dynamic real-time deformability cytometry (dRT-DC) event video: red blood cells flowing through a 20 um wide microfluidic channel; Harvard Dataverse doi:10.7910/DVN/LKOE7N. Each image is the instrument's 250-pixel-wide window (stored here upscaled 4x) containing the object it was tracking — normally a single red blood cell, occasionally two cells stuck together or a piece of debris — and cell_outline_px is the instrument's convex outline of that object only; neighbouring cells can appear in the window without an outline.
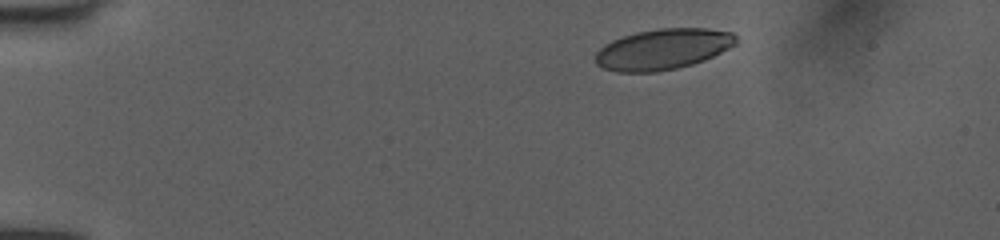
{"species": "human", "species_latin": "Homo sapiens", "temperature_condition": "room temperature", "stored_images_in_passage": 44, "camera_frame_rate_fps": 3000, "um_per_image_px": 0.085, "donor": {"sex": "female"}, "frame": {"image": 1, "passage_image": 1, "time_ms": 0.0, "image_size_px": [1000, 240], "cell_outline_px": [[736, 44], [704, 60], [692, 64], [676, 68], [656, 72], [616, 72], [600, 68], [596, 64], [596, 52], [604, 44], [612, 40], [636, 32], [660, 28], [708, 28], [732, 32], [736, 36]], "centroid_in_image_um": [56.32, 4.18], "position_along_channel_um": 28.7, "area_um2": 33.41}}
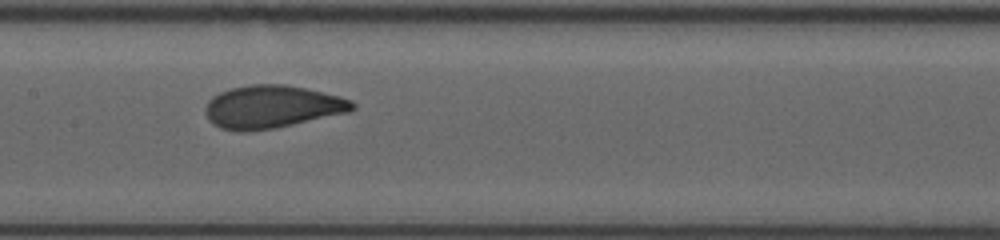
{"frame": {"image": 2, "passage_image": 19, "time_ms": 6.0, "image_size_px": [1000, 240], "cell_outline_px": [[356, 108], [348, 112], [276, 128], [244, 132], [240, 132], [220, 128], [212, 124], [208, 120], [204, 108], [208, 100], [212, 96], [220, 92], [232, 88], [252, 84], [284, 84], [304, 88], [340, 96], [352, 100], [356, 104]], "centroid_in_image_um": [23.09, 9.08], "position_along_channel_um": 184.3, "area_um2": 36.82}}
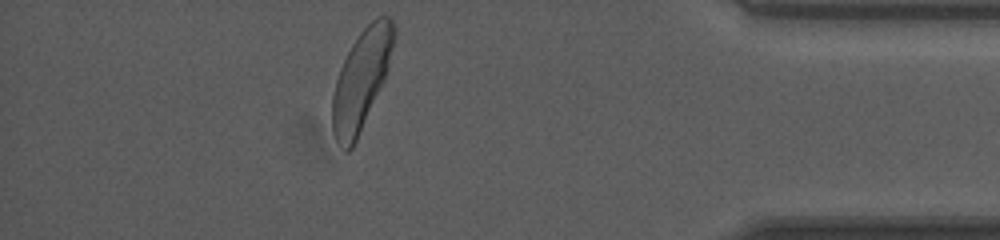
{"frame": {"image": 3, "passage_image": 38, "time_ms": 12.333, "image_size_px": [1000, 240], "cell_outline_px": [[396, 32], [388, 68], [384, 80], [356, 140], [352, 148], [348, 152], [344, 152], [336, 140], [332, 128], [332, 96], [336, 80], [340, 68], [352, 44], [360, 32], [372, 20], [380, 16], [388, 16], [392, 20], [396, 28]], "centroid_in_image_um": [30.71, 6.77], "position_along_channel_um": 404.5, "area_um2": 35.32}, "authors_computed_cell_mechanics": {"area_um2": 35.6048, "velocity_mm_per_s": 4.0244, "shape_relaxation_time_tau1_ms": 3.7382, "shape_relaxation_time_tau2_ms": null, "deformation_change_tau1": 0.154, "deformation_change_tau2": null}}